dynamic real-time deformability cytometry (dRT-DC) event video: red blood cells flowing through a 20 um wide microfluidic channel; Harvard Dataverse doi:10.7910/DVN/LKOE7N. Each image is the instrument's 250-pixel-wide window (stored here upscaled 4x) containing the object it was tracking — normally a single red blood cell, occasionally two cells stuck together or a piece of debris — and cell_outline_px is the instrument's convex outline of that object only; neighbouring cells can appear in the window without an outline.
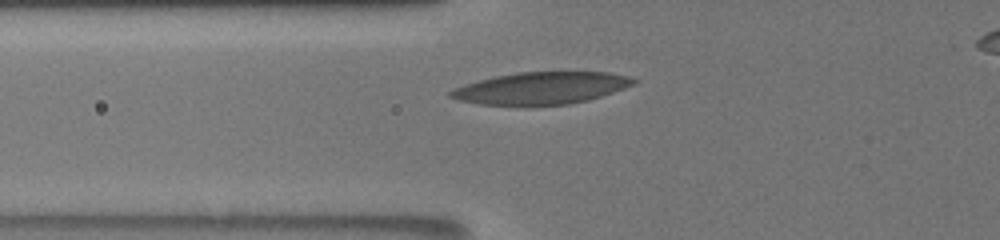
{"species": "human", "species_latin": "Homo sapiens", "temperature_condition": "room temperature", "stored_images_in_passage": 32, "camera_frame_rate_fps": 3000, "um_per_image_px": 0.085, "donor": {"sex": "male"}, "frame": {"image": 1, "passage_image": 3, "time_ms": 0.333, "image_size_px": [1000, 240], "cell_outline_px": [[636, 80], [632, 84], [624, 88], [588, 100], [568, 104], [532, 108], [524, 108], [480, 104], [456, 100], [448, 96], [448, 92], [452, 88], [464, 84], [496, 76], [520, 72], [608, 72], [628, 76]], "centroid_in_image_um": [45.9, 7.54], "position_along_channel_um": 79.9, "area_um2": 35.03}}
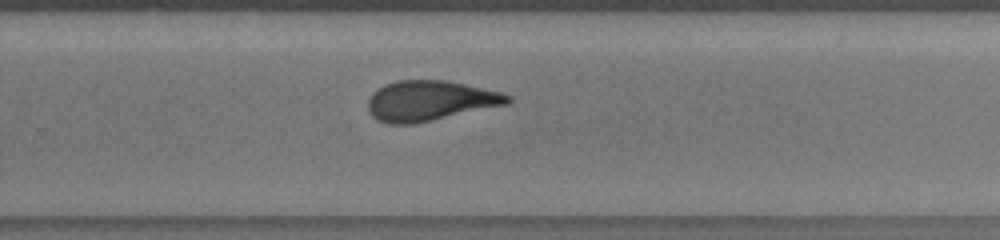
{"frame": {"image": 2, "passage_image": 23, "time_ms": 6.0, "image_size_px": [1000, 240], "cell_outline_px": [[512, 100], [508, 104], [412, 124], [388, 124], [376, 120], [368, 112], [368, 100], [372, 92], [384, 84], [400, 80], [448, 80], [500, 92], [512, 96]], "centroid_in_image_um": [36.51, 8.56], "position_along_channel_um": 293.3, "area_um2": 32.71}}
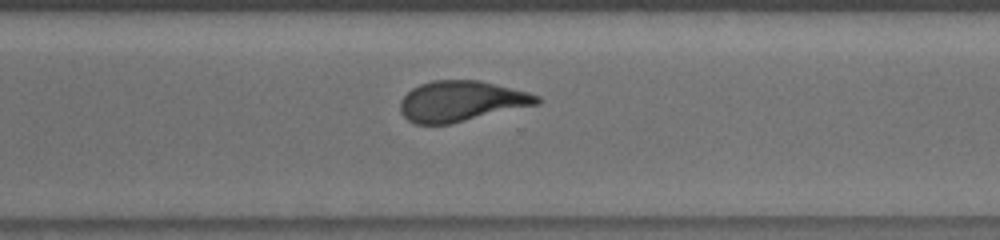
{"frame": {"image": 3, "passage_image": 29, "time_ms": 7.0, "image_size_px": [1000, 240], "cell_outline_px": [[540, 104], [448, 124], [416, 124], [408, 120], [400, 112], [400, 100], [412, 88], [420, 84], [432, 80], [480, 80], [528, 92], [540, 96]], "centroid_in_image_um": [39.2, 8.59], "position_along_channel_um": 331.4, "area_um2": 32.25}}